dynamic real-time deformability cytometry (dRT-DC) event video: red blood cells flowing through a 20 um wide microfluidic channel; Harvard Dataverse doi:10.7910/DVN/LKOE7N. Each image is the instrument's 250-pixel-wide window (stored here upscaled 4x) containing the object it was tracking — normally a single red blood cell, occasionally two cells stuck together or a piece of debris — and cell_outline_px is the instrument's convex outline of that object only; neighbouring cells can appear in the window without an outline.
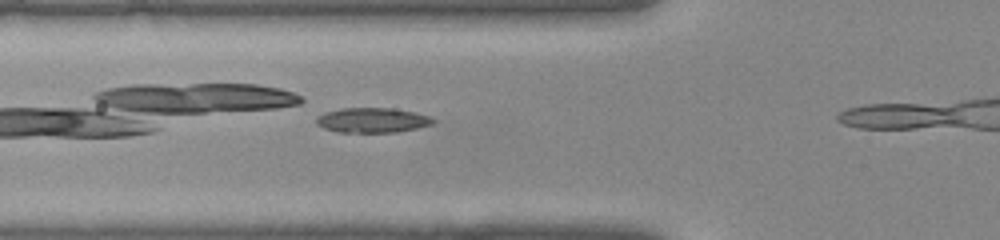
{"species": "common noctule bat (a hibernating species)", "species_latin": "Nyctalus noctula", "temperature_condition": "warm", "stored_images_in_passage": 5, "camera_frame_rate_fps": 3000, "um_per_image_px": 0.085, "animal": {"sex": "female", "body_mass_g": 22.0, "forearm_length_mm": 56.7}, "frame": {"image": 1, "passage_image": 4, "time_ms": 1.0, "image_size_px": [1000, 240], "cell_outline_px": [[436, 120], [432, 124], [416, 128], [396, 132], [340, 132], [324, 128], [316, 124], [316, 120], [324, 112], [340, 108], [392, 108], [412, 112], [428, 116]], "centroid_in_image_um": [31.63, 10.21], "position_along_channel_um": 94.2, "area_um2": 16.7}}